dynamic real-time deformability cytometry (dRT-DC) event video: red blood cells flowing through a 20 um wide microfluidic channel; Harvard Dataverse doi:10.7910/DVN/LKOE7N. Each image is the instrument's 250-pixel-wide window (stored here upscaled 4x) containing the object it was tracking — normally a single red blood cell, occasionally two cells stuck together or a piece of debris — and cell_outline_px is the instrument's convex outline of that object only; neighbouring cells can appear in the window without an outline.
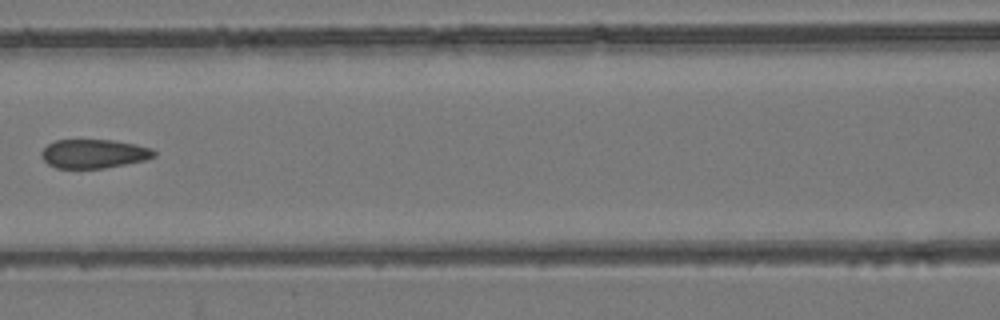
{"species": "common noctule bat (a hibernating species)", "species_latin": "Nyctalus noctula", "temperature_condition": "room temperature", "stored_images_in_passage": 4, "camera_frame_rate_fps": 3000, "um_per_image_px": 0.085, "animal": {"sex": "female", "body_mass_g": 24.6, "forearm_length_mm": 56.2}, "frame": {"image": 1, "passage_image": 3, "time_ms": 0.667, "image_size_px": [1000, 320], "cell_outline_px": [[156, 156], [144, 160], [104, 168], [56, 168], [48, 164], [40, 156], [40, 152], [48, 144], [56, 140], [112, 140], [136, 144], [152, 148], [156, 152]], "centroid_in_image_um": [7.97, 13.06], "position_along_channel_um": 158.6, "area_um2": 18.96}}
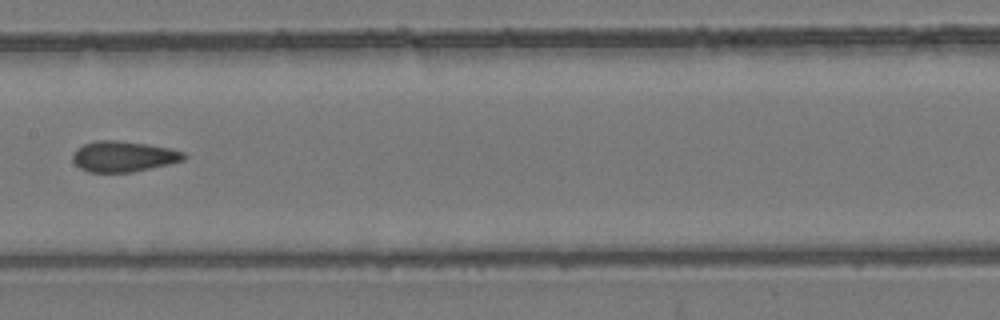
{"frame": {"image": 2, "passage_image": 4, "time_ms": 1.0, "image_size_px": [1000, 320], "cell_outline_px": [[188, 156], [184, 160], [168, 164], [132, 172], [88, 172], [80, 168], [72, 160], [72, 152], [76, 148], [84, 144], [96, 140], [116, 140], [148, 144], [168, 148], [184, 152]], "centroid_in_image_um": [10.47, 13.29], "position_along_channel_um": 196.9, "area_um2": 19.94}}